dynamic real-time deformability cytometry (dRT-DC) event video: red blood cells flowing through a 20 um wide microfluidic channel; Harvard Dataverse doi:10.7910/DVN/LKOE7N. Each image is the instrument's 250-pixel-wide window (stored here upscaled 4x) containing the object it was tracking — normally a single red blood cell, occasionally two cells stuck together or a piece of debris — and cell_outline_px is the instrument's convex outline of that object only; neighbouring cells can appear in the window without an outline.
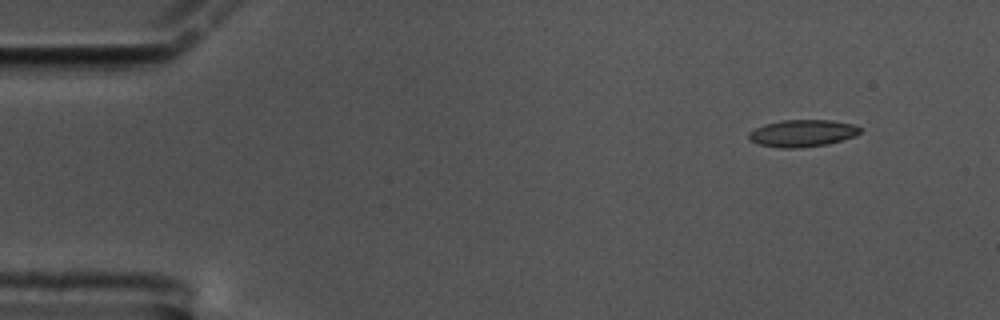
{"species": "common noctule bat (a hibernating species)", "species_latin": "Nyctalus noctula", "temperature_condition": "cold", "stored_images_in_passage": 48, "camera_frame_rate_fps": 3000, "um_per_image_px": 0.085, "animal": {"sex": "male", "body_mass_g": 17.5, "forearm_length_mm": 52.3}, "frame": {"image": 1, "passage_image": 1, "time_ms": 0.0, "image_size_px": [1000, 320], "cell_outline_px": [[860, 132], [856, 136], [828, 144], [796, 148], [780, 148], [760, 144], [748, 140], [748, 132], [764, 124], [780, 120], [832, 120], [852, 124], [860, 128]], "centroid_in_image_um": [68.18, 11.32], "position_along_channel_um": 16.8, "area_um2": 17.57}}
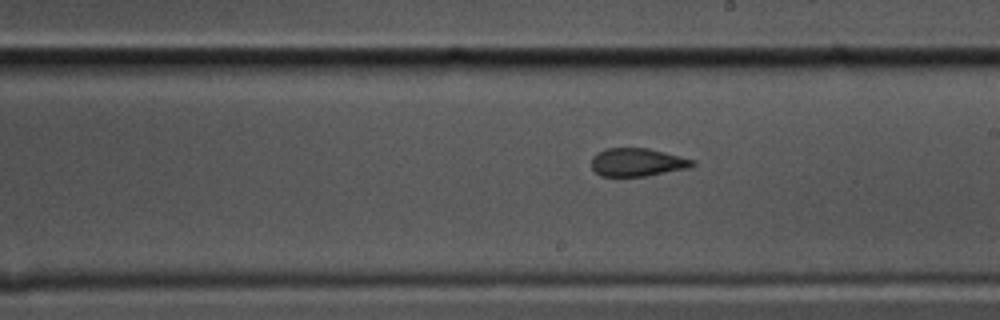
{"frame": {"image": 2, "passage_image": 29, "time_ms": 9.333, "image_size_px": [1000, 320], "cell_outline_px": [[696, 164], [688, 168], [648, 176], [600, 176], [592, 168], [592, 156], [596, 152], [604, 148], [648, 148], [696, 160]], "centroid_in_image_um": [54.17, 13.79], "position_along_channel_um": 234.8, "area_um2": 16.7}}
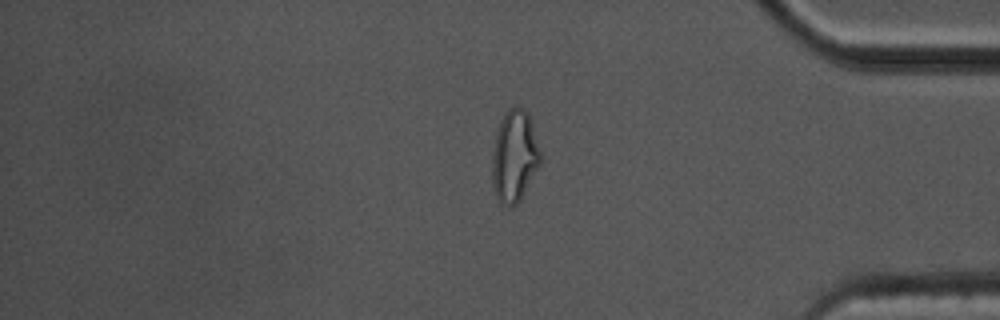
{"frame": {"image": 3, "passage_image": 45, "time_ms": 14.667, "image_size_px": [1000, 320], "cell_outline_px": [[540, 164], [520, 200], [512, 208], [508, 208], [500, 204], [496, 196], [492, 184], [492, 152], [496, 132], [500, 120], [508, 108], [524, 108], [528, 112], [532, 124], [540, 152]], "centroid_in_image_um": [43.7, 13.31], "position_along_channel_um": 391.5, "area_um2": 25.89}}